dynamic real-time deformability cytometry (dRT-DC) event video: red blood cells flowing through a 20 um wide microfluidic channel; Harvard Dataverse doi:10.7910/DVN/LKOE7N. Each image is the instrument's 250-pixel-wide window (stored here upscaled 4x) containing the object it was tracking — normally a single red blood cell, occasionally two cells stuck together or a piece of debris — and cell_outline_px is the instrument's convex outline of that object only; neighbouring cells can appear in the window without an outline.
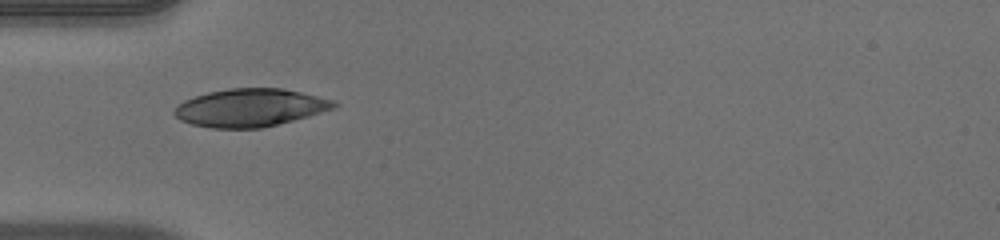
{"species": "human", "species_latin": "Homo sapiens", "temperature_condition": "warm", "stored_images_in_passage": 23, "camera_frame_rate_fps": 3000, "um_per_image_px": 0.085, "donor": {"sex": "male"}, "frame": {"image": 1, "passage_image": 1, "time_ms": 0.0, "image_size_px": [1000, 240], "cell_outline_px": [[340, 104], [332, 108], [308, 116], [260, 128], [212, 128], [192, 124], [180, 120], [172, 112], [176, 104], [184, 100], [208, 92], [228, 88], [280, 88], [300, 92], [332, 100]], "centroid_in_image_um": [21.19, 9.15], "position_along_channel_um": 63.8, "area_um2": 34.91}}